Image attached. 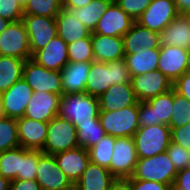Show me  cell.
<instances>
[{
  "label": "cell",
  "mask_w": 190,
  "mask_h": 190,
  "mask_svg": "<svg viewBox=\"0 0 190 190\" xmlns=\"http://www.w3.org/2000/svg\"><path fill=\"white\" fill-rule=\"evenodd\" d=\"M131 78L125 59L106 63L93 61L89 70L85 93L99 98L114 84L131 83Z\"/></svg>",
  "instance_id": "obj_1"
},
{
  "label": "cell",
  "mask_w": 190,
  "mask_h": 190,
  "mask_svg": "<svg viewBox=\"0 0 190 190\" xmlns=\"http://www.w3.org/2000/svg\"><path fill=\"white\" fill-rule=\"evenodd\" d=\"M99 112V99L86 93L64 94L60 98L58 116L75 126L93 121Z\"/></svg>",
  "instance_id": "obj_2"
},
{
  "label": "cell",
  "mask_w": 190,
  "mask_h": 190,
  "mask_svg": "<svg viewBox=\"0 0 190 190\" xmlns=\"http://www.w3.org/2000/svg\"><path fill=\"white\" fill-rule=\"evenodd\" d=\"M178 170L166 152L148 158H138L129 179L148 180L173 187Z\"/></svg>",
  "instance_id": "obj_3"
},
{
  "label": "cell",
  "mask_w": 190,
  "mask_h": 190,
  "mask_svg": "<svg viewBox=\"0 0 190 190\" xmlns=\"http://www.w3.org/2000/svg\"><path fill=\"white\" fill-rule=\"evenodd\" d=\"M138 158L166 152L171 143V129L166 124L141 126L133 136Z\"/></svg>",
  "instance_id": "obj_4"
},
{
  "label": "cell",
  "mask_w": 190,
  "mask_h": 190,
  "mask_svg": "<svg viewBox=\"0 0 190 190\" xmlns=\"http://www.w3.org/2000/svg\"><path fill=\"white\" fill-rule=\"evenodd\" d=\"M79 147L76 126L58 115L48 122L47 138L42 152L56 155Z\"/></svg>",
  "instance_id": "obj_5"
},
{
  "label": "cell",
  "mask_w": 190,
  "mask_h": 190,
  "mask_svg": "<svg viewBox=\"0 0 190 190\" xmlns=\"http://www.w3.org/2000/svg\"><path fill=\"white\" fill-rule=\"evenodd\" d=\"M99 121L107 135L133 137L139 128L138 103L115 111H100Z\"/></svg>",
  "instance_id": "obj_6"
},
{
  "label": "cell",
  "mask_w": 190,
  "mask_h": 190,
  "mask_svg": "<svg viewBox=\"0 0 190 190\" xmlns=\"http://www.w3.org/2000/svg\"><path fill=\"white\" fill-rule=\"evenodd\" d=\"M22 78L32 88L33 92L43 91L63 95L60 71L46 69L32 59L25 61Z\"/></svg>",
  "instance_id": "obj_7"
},
{
  "label": "cell",
  "mask_w": 190,
  "mask_h": 190,
  "mask_svg": "<svg viewBox=\"0 0 190 190\" xmlns=\"http://www.w3.org/2000/svg\"><path fill=\"white\" fill-rule=\"evenodd\" d=\"M173 89L167 93L138 102L139 127L158 124L169 125L172 116Z\"/></svg>",
  "instance_id": "obj_8"
},
{
  "label": "cell",
  "mask_w": 190,
  "mask_h": 190,
  "mask_svg": "<svg viewBox=\"0 0 190 190\" xmlns=\"http://www.w3.org/2000/svg\"><path fill=\"white\" fill-rule=\"evenodd\" d=\"M0 55L25 61L32 59L28 34L22 20L10 22L0 34Z\"/></svg>",
  "instance_id": "obj_9"
},
{
  "label": "cell",
  "mask_w": 190,
  "mask_h": 190,
  "mask_svg": "<svg viewBox=\"0 0 190 190\" xmlns=\"http://www.w3.org/2000/svg\"><path fill=\"white\" fill-rule=\"evenodd\" d=\"M22 21L28 34L31 56L57 36L56 18L24 15Z\"/></svg>",
  "instance_id": "obj_10"
},
{
  "label": "cell",
  "mask_w": 190,
  "mask_h": 190,
  "mask_svg": "<svg viewBox=\"0 0 190 190\" xmlns=\"http://www.w3.org/2000/svg\"><path fill=\"white\" fill-rule=\"evenodd\" d=\"M138 161L133 137H116L110 172L116 178H130Z\"/></svg>",
  "instance_id": "obj_11"
},
{
  "label": "cell",
  "mask_w": 190,
  "mask_h": 190,
  "mask_svg": "<svg viewBox=\"0 0 190 190\" xmlns=\"http://www.w3.org/2000/svg\"><path fill=\"white\" fill-rule=\"evenodd\" d=\"M36 172V181L41 190H63L72 184L59 168L54 155L44 154L40 150Z\"/></svg>",
  "instance_id": "obj_12"
},
{
  "label": "cell",
  "mask_w": 190,
  "mask_h": 190,
  "mask_svg": "<svg viewBox=\"0 0 190 190\" xmlns=\"http://www.w3.org/2000/svg\"><path fill=\"white\" fill-rule=\"evenodd\" d=\"M178 14L175 0H152L136 22L160 33Z\"/></svg>",
  "instance_id": "obj_13"
},
{
  "label": "cell",
  "mask_w": 190,
  "mask_h": 190,
  "mask_svg": "<svg viewBox=\"0 0 190 190\" xmlns=\"http://www.w3.org/2000/svg\"><path fill=\"white\" fill-rule=\"evenodd\" d=\"M131 83L138 102H145L173 89V83L158 69L132 76Z\"/></svg>",
  "instance_id": "obj_14"
},
{
  "label": "cell",
  "mask_w": 190,
  "mask_h": 190,
  "mask_svg": "<svg viewBox=\"0 0 190 190\" xmlns=\"http://www.w3.org/2000/svg\"><path fill=\"white\" fill-rule=\"evenodd\" d=\"M33 90L23 79H19L8 90L0 94L4 116L19 119L24 116Z\"/></svg>",
  "instance_id": "obj_15"
},
{
  "label": "cell",
  "mask_w": 190,
  "mask_h": 190,
  "mask_svg": "<svg viewBox=\"0 0 190 190\" xmlns=\"http://www.w3.org/2000/svg\"><path fill=\"white\" fill-rule=\"evenodd\" d=\"M134 22L116 2H112L98 21L95 30L91 33L123 37L131 29Z\"/></svg>",
  "instance_id": "obj_16"
},
{
  "label": "cell",
  "mask_w": 190,
  "mask_h": 190,
  "mask_svg": "<svg viewBox=\"0 0 190 190\" xmlns=\"http://www.w3.org/2000/svg\"><path fill=\"white\" fill-rule=\"evenodd\" d=\"M48 122L33 120L27 117L17 119V133L20 147L29 150L44 148L47 138Z\"/></svg>",
  "instance_id": "obj_17"
},
{
  "label": "cell",
  "mask_w": 190,
  "mask_h": 190,
  "mask_svg": "<svg viewBox=\"0 0 190 190\" xmlns=\"http://www.w3.org/2000/svg\"><path fill=\"white\" fill-rule=\"evenodd\" d=\"M60 95L47 92H33L30 98L24 117L49 122L58 115Z\"/></svg>",
  "instance_id": "obj_18"
},
{
  "label": "cell",
  "mask_w": 190,
  "mask_h": 190,
  "mask_svg": "<svg viewBox=\"0 0 190 190\" xmlns=\"http://www.w3.org/2000/svg\"><path fill=\"white\" fill-rule=\"evenodd\" d=\"M32 60L46 69L61 71L69 62L68 44L57 35L43 49L37 51Z\"/></svg>",
  "instance_id": "obj_19"
},
{
  "label": "cell",
  "mask_w": 190,
  "mask_h": 190,
  "mask_svg": "<svg viewBox=\"0 0 190 190\" xmlns=\"http://www.w3.org/2000/svg\"><path fill=\"white\" fill-rule=\"evenodd\" d=\"M123 46L125 55L137 54L142 49L160 48L159 33L135 21L131 29L123 36Z\"/></svg>",
  "instance_id": "obj_20"
},
{
  "label": "cell",
  "mask_w": 190,
  "mask_h": 190,
  "mask_svg": "<svg viewBox=\"0 0 190 190\" xmlns=\"http://www.w3.org/2000/svg\"><path fill=\"white\" fill-rule=\"evenodd\" d=\"M56 162L66 177L76 183L90 162L89 151L84 147H77L54 155Z\"/></svg>",
  "instance_id": "obj_21"
},
{
  "label": "cell",
  "mask_w": 190,
  "mask_h": 190,
  "mask_svg": "<svg viewBox=\"0 0 190 190\" xmlns=\"http://www.w3.org/2000/svg\"><path fill=\"white\" fill-rule=\"evenodd\" d=\"M187 49L175 46H160L158 70L172 83L185 73Z\"/></svg>",
  "instance_id": "obj_22"
},
{
  "label": "cell",
  "mask_w": 190,
  "mask_h": 190,
  "mask_svg": "<svg viewBox=\"0 0 190 190\" xmlns=\"http://www.w3.org/2000/svg\"><path fill=\"white\" fill-rule=\"evenodd\" d=\"M98 99L100 111H115L138 103L132 83L114 84Z\"/></svg>",
  "instance_id": "obj_23"
},
{
  "label": "cell",
  "mask_w": 190,
  "mask_h": 190,
  "mask_svg": "<svg viewBox=\"0 0 190 190\" xmlns=\"http://www.w3.org/2000/svg\"><path fill=\"white\" fill-rule=\"evenodd\" d=\"M94 61L110 62L124 59L123 37L91 33Z\"/></svg>",
  "instance_id": "obj_24"
},
{
  "label": "cell",
  "mask_w": 190,
  "mask_h": 190,
  "mask_svg": "<svg viewBox=\"0 0 190 190\" xmlns=\"http://www.w3.org/2000/svg\"><path fill=\"white\" fill-rule=\"evenodd\" d=\"M92 62H68L60 71L64 94L85 93Z\"/></svg>",
  "instance_id": "obj_25"
},
{
  "label": "cell",
  "mask_w": 190,
  "mask_h": 190,
  "mask_svg": "<svg viewBox=\"0 0 190 190\" xmlns=\"http://www.w3.org/2000/svg\"><path fill=\"white\" fill-rule=\"evenodd\" d=\"M160 46L190 47V19L179 13L173 21L159 33Z\"/></svg>",
  "instance_id": "obj_26"
},
{
  "label": "cell",
  "mask_w": 190,
  "mask_h": 190,
  "mask_svg": "<svg viewBox=\"0 0 190 190\" xmlns=\"http://www.w3.org/2000/svg\"><path fill=\"white\" fill-rule=\"evenodd\" d=\"M56 24L57 35L67 44L87 38L91 34L85 25L64 8L56 16Z\"/></svg>",
  "instance_id": "obj_27"
},
{
  "label": "cell",
  "mask_w": 190,
  "mask_h": 190,
  "mask_svg": "<svg viewBox=\"0 0 190 190\" xmlns=\"http://www.w3.org/2000/svg\"><path fill=\"white\" fill-rule=\"evenodd\" d=\"M115 178L107 168L89 162L75 184L80 190H108Z\"/></svg>",
  "instance_id": "obj_28"
},
{
  "label": "cell",
  "mask_w": 190,
  "mask_h": 190,
  "mask_svg": "<svg viewBox=\"0 0 190 190\" xmlns=\"http://www.w3.org/2000/svg\"><path fill=\"white\" fill-rule=\"evenodd\" d=\"M160 48L142 49L137 54L125 55L124 59L131 77L147 74L158 69Z\"/></svg>",
  "instance_id": "obj_29"
},
{
  "label": "cell",
  "mask_w": 190,
  "mask_h": 190,
  "mask_svg": "<svg viewBox=\"0 0 190 190\" xmlns=\"http://www.w3.org/2000/svg\"><path fill=\"white\" fill-rule=\"evenodd\" d=\"M112 2L113 0H92L89 4L82 8L64 9L69 10L80 23L85 25L90 32H93L98 21Z\"/></svg>",
  "instance_id": "obj_30"
},
{
  "label": "cell",
  "mask_w": 190,
  "mask_h": 190,
  "mask_svg": "<svg viewBox=\"0 0 190 190\" xmlns=\"http://www.w3.org/2000/svg\"><path fill=\"white\" fill-rule=\"evenodd\" d=\"M24 63L23 59L0 55V94L22 78Z\"/></svg>",
  "instance_id": "obj_31"
},
{
  "label": "cell",
  "mask_w": 190,
  "mask_h": 190,
  "mask_svg": "<svg viewBox=\"0 0 190 190\" xmlns=\"http://www.w3.org/2000/svg\"><path fill=\"white\" fill-rule=\"evenodd\" d=\"M115 139L116 137L105 134L97 144L90 147L88 149L90 162L107 168L110 171V162Z\"/></svg>",
  "instance_id": "obj_32"
},
{
  "label": "cell",
  "mask_w": 190,
  "mask_h": 190,
  "mask_svg": "<svg viewBox=\"0 0 190 190\" xmlns=\"http://www.w3.org/2000/svg\"><path fill=\"white\" fill-rule=\"evenodd\" d=\"M78 145L87 150L98 143L105 135L104 128L101 126L99 117L91 122L79 123L76 126Z\"/></svg>",
  "instance_id": "obj_33"
},
{
  "label": "cell",
  "mask_w": 190,
  "mask_h": 190,
  "mask_svg": "<svg viewBox=\"0 0 190 190\" xmlns=\"http://www.w3.org/2000/svg\"><path fill=\"white\" fill-rule=\"evenodd\" d=\"M21 147L0 152V174L12 181L20 172Z\"/></svg>",
  "instance_id": "obj_34"
},
{
  "label": "cell",
  "mask_w": 190,
  "mask_h": 190,
  "mask_svg": "<svg viewBox=\"0 0 190 190\" xmlns=\"http://www.w3.org/2000/svg\"><path fill=\"white\" fill-rule=\"evenodd\" d=\"M62 9V0H28L23 8L24 15L56 18Z\"/></svg>",
  "instance_id": "obj_35"
},
{
  "label": "cell",
  "mask_w": 190,
  "mask_h": 190,
  "mask_svg": "<svg viewBox=\"0 0 190 190\" xmlns=\"http://www.w3.org/2000/svg\"><path fill=\"white\" fill-rule=\"evenodd\" d=\"M20 147L17 133V119L0 118V152Z\"/></svg>",
  "instance_id": "obj_36"
},
{
  "label": "cell",
  "mask_w": 190,
  "mask_h": 190,
  "mask_svg": "<svg viewBox=\"0 0 190 190\" xmlns=\"http://www.w3.org/2000/svg\"><path fill=\"white\" fill-rule=\"evenodd\" d=\"M190 122V102L173 89L172 116L169 123L170 129L181 127Z\"/></svg>",
  "instance_id": "obj_37"
},
{
  "label": "cell",
  "mask_w": 190,
  "mask_h": 190,
  "mask_svg": "<svg viewBox=\"0 0 190 190\" xmlns=\"http://www.w3.org/2000/svg\"><path fill=\"white\" fill-rule=\"evenodd\" d=\"M69 62H93L91 34L87 38L68 44Z\"/></svg>",
  "instance_id": "obj_38"
},
{
  "label": "cell",
  "mask_w": 190,
  "mask_h": 190,
  "mask_svg": "<svg viewBox=\"0 0 190 190\" xmlns=\"http://www.w3.org/2000/svg\"><path fill=\"white\" fill-rule=\"evenodd\" d=\"M38 165V150H29L21 147V166L17 180H36Z\"/></svg>",
  "instance_id": "obj_39"
},
{
  "label": "cell",
  "mask_w": 190,
  "mask_h": 190,
  "mask_svg": "<svg viewBox=\"0 0 190 190\" xmlns=\"http://www.w3.org/2000/svg\"><path fill=\"white\" fill-rule=\"evenodd\" d=\"M166 153L178 171L190 166V151L182 146L171 142Z\"/></svg>",
  "instance_id": "obj_40"
},
{
  "label": "cell",
  "mask_w": 190,
  "mask_h": 190,
  "mask_svg": "<svg viewBox=\"0 0 190 190\" xmlns=\"http://www.w3.org/2000/svg\"><path fill=\"white\" fill-rule=\"evenodd\" d=\"M152 0H113L134 21L143 14Z\"/></svg>",
  "instance_id": "obj_41"
},
{
  "label": "cell",
  "mask_w": 190,
  "mask_h": 190,
  "mask_svg": "<svg viewBox=\"0 0 190 190\" xmlns=\"http://www.w3.org/2000/svg\"><path fill=\"white\" fill-rule=\"evenodd\" d=\"M0 16L10 22L22 20L24 10L17 0H0Z\"/></svg>",
  "instance_id": "obj_42"
},
{
  "label": "cell",
  "mask_w": 190,
  "mask_h": 190,
  "mask_svg": "<svg viewBox=\"0 0 190 190\" xmlns=\"http://www.w3.org/2000/svg\"><path fill=\"white\" fill-rule=\"evenodd\" d=\"M171 142L190 151V122L171 129Z\"/></svg>",
  "instance_id": "obj_43"
},
{
  "label": "cell",
  "mask_w": 190,
  "mask_h": 190,
  "mask_svg": "<svg viewBox=\"0 0 190 190\" xmlns=\"http://www.w3.org/2000/svg\"><path fill=\"white\" fill-rule=\"evenodd\" d=\"M132 190H172L168 184L148 180L129 179Z\"/></svg>",
  "instance_id": "obj_44"
},
{
  "label": "cell",
  "mask_w": 190,
  "mask_h": 190,
  "mask_svg": "<svg viewBox=\"0 0 190 190\" xmlns=\"http://www.w3.org/2000/svg\"><path fill=\"white\" fill-rule=\"evenodd\" d=\"M173 89L190 102V73L185 72L174 83Z\"/></svg>",
  "instance_id": "obj_45"
},
{
  "label": "cell",
  "mask_w": 190,
  "mask_h": 190,
  "mask_svg": "<svg viewBox=\"0 0 190 190\" xmlns=\"http://www.w3.org/2000/svg\"><path fill=\"white\" fill-rule=\"evenodd\" d=\"M172 190H190V166L178 171Z\"/></svg>",
  "instance_id": "obj_46"
},
{
  "label": "cell",
  "mask_w": 190,
  "mask_h": 190,
  "mask_svg": "<svg viewBox=\"0 0 190 190\" xmlns=\"http://www.w3.org/2000/svg\"><path fill=\"white\" fill-rule=\"evenodd\" d=\"M10 190H41L36 180H12Z\"/></svg>",
  "instance_id": "obj_47"
},
{
  "label": "cell",
  "mask_w": 190,
  "mask_h": 190,
  "mask_svg": "<svg viewBox=\"0 0 190 190\" xmlns=\"http://www.w3.org/2000/svg\"><path fill=\"white\" fill-rule=\"evenodd\" d=\"M108 190H132L129 178H115Z\"/></svg>",
  "instance_id": "obj_48"
},
{
  "label": "cell",
  "mask_w": 190,
  "mask_h": 190,
  "mask_svg": "<svg viewBox=\"0 0 190 190\" xmlns=\"http://www.w3.org/2000/svg\"><path fill=\"white\" fill-rule=\"evenodd\" d=\"M92 0H62V8H82Z\"/></svg>",
  "instance_id": "obj_49"
},
{
  "label": "cell",
  "mask_w": 190,
  "mask_h": 190,
  "mask_svg": "<svg viewBox=\"0 0 190 190\" xmlns=\"http://www.w3.org/2000/svg\"><path fill=\"white\" fill-rule=\"evenodd\" d=\"M175 3L178 12L182 13L190 5V0H175Z\"/></svg>",
  "instance_id": "obj_50"
},
{
  "label": "cell",
  "mask_w": 190,
  "mask_h": 190,
  "mask_svg": "<svg viewBox=\"0 0 190 190\" xmlns=\"http://www.w3.org/2000/svg\"><path fill=\"white\" fill-rule=\"evenodd\" d=\"M11 181L0 174V190H10Z\"/></svg>",
  "instance_id": "obj_51"
},
{
  "label": "cell",
  "mask_w": 190,
  "mask_h": 190,
  "mask_svg": "<svg viewBox=\"0 0 190 190\" xmlns=\"http://www.w3.org/2000/svg\"><path fill=\"white\" fill-rule=\"evenodd\" d=\"M9 24H10V21L0 16V34L7 28Z\"/></svg>",
  "instance_id": "obj_52"
},
{
  "label": "cell",
  "mask_w": 190,
  "mask_h": 190,
  "mask_svg": "<svg viewBox=\"0 0 190 190\" xmlns=\"http://www.w3.org/2000/svg\"><path fill=\"white\" fill-rule=\"evenodd\" d=\"M185 72L190 73V47L187 48V63Z\"/></svg>",
  "instance_id": "obj_53"
},
{
  "label": "cell",
  "mask_w": 190,
  "mask_h": 190,
  "mask_svg": "<svg viewBox=\"0 0 190 190\" xmlns=\"http://www.w3.org/2000/svg\"><path fill=\"white\" fill-rule=\"evenodd\" d=\"M182 14L190 19V5L182 12Z\"/></svg>",
  "instance_id": "obj_54"
},
{
  "label": "cell",
  "mask_w": 190,
  "mask_h": 190,
  "mask_svg": "<svg viewBox=\"0 0 190 190\" xmlns=\"http://www.w3.org/2000/svg\"><path fill=\"white\" fill-rule=\"evenodd\" d=\"M63 190H80V189L76 184L72 183L68 188H65Z\"/></svg>",
  "instance_id": "obj_55"
},
{
  "label": "cell",
  "mask_w": 190,
  "mask_h": 190,
  "mask_svg": "<svg viewBox=\"0 0 190 190\" xmlns=\"http://www.w3.org/2000/svg\"><path fill=\"white\" fill-rule=\"evenodd\" d=\"M28 0H17V2L21 5L22 8H24L27 4Z\"/></svg>",
  "instance_id": "obj_56"
},
{
  "label": "cell",
  "mask_w": 190,
  "mask_h": 190,
  "mask_svg": "<svg viewBox=\"0 0 190 190\" xmlns=\"http://www.w3.org/2000/svg\"><path fill=\"white\" fill-rule=\"evenodd\" d=\"M2 117H4V113H3V107H2L1 98H0V118Z\"/></svg>",
  "instance_id": "obj_57"
}]
</instances>
